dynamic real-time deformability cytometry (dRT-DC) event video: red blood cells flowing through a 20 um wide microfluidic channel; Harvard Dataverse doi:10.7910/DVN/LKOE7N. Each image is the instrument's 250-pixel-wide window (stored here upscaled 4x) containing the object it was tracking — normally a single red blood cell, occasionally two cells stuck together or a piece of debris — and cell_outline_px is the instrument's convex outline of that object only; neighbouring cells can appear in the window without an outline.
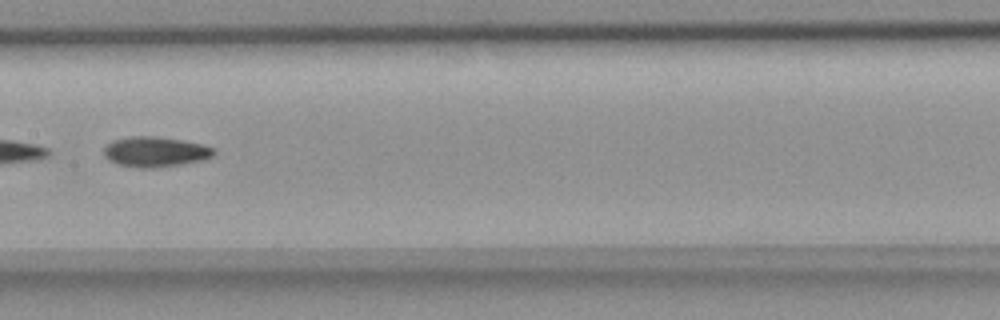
{"species": "common noctule bat (a hibernating species)", "species_latin": "Nyctalus noctula", "temperature_condition": "room temperature", "stored_images_in_passage": 18, "camera_frame_rate_fps": 3000, "um_per_image_px": 0.085, "animal": {"sex": "female", "body_mass_g": 18.4}, "frame": {"image": 1, "passage_image": 16, "time_ms": 5.0, "image_size_px": [1000, 320], "cell_outline_px": [[216, 152], [212, 156], [204, 160], [180, 164], [152, 168], [140, 168], [116, 164], [108, 160], [104, 156], [104, 148], [112, 140], [132, 136], [152, 136], [180, 140], [204, 144], [216, 148]], "centroid_in_image_um": [13.21, 12.9], "position_along_channel_um": 194.2, "area_um2": 19.42}}